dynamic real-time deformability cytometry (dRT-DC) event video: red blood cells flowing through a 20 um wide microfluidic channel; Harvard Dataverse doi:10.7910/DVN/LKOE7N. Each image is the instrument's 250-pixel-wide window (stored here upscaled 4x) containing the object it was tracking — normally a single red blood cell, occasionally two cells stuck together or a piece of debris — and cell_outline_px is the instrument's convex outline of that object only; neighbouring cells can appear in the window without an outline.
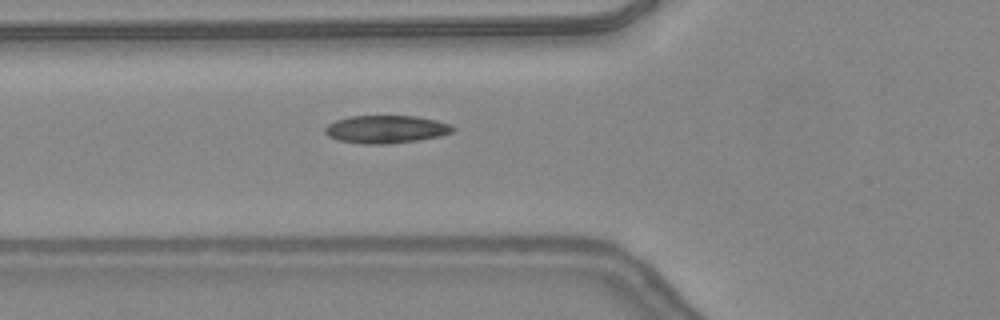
{"species": "common noctule bat (a hibernating species)", "species_latin": "Nyctalus noctula", "temperature_condition": "warm", "stored_images_in_passage": 27, "camera_frame_rate_fps": 3000, "um_per_image_px": 0.085, "animal": {"sex": "female", "body_mass_g": 24.6, "forearm_length_mm": 56.2}, "frame": {"image": 1, "passage_image": 2, "time_ms": 0.333, "image_size_px": [1000, 320], "cell_outline_px": [[456, 128], [452, 132], [440, 136], [416, 140], [388, 144], [364, 144], [336, 140], [328, 136], [324, 132], [324, 128], [328, 124], [336, 120], [352, 116], [416, 116], [436, 120], [452, 124]], "centroid_in_image_um": [32.81, 10.99], "position_along_channel_um": 93.0, "area_um2": 20.81}}
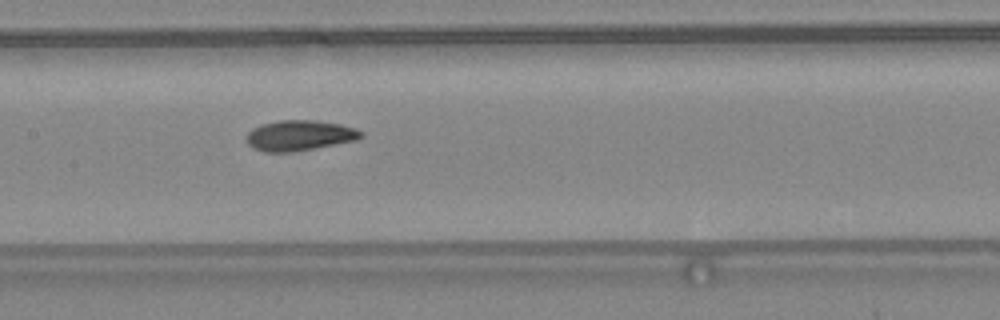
{"frame": {"image": 2, "passage_image": 8, "time_ms": 2.333, "image_size_px": [1000, 320], "cell_outline_px": [[364, 136], [356, 140], [292, 152], [264, 152], [252, 148], [248, 144], [248, 132], [252, 128], [260, 124], [280, 120], [316, 120], [340, 124], [356, 128], [364, 132]], "centroid_in_image_um": [25.47, 11.51], "position_along_channel_um": 181.9, "area_um2": 20.35}}
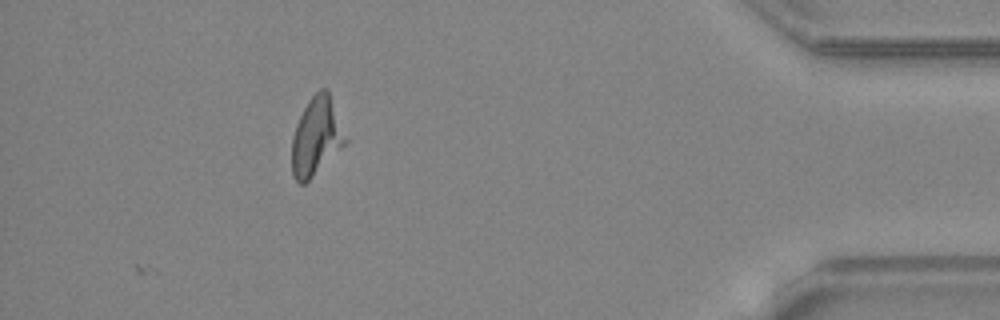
{"frame": {"image": 3, "passage_image": 27, "time_ms": 8.667, "image_size_px": [1000, 320], "cell_outline_px": [[348, 140], [304, 184], [300, 184], [292, 176], [292, 136], [296, 124], [308, 100], [320, 88], [328, 88]], "centroid_in_image_um": [26.87, 11.56], "position_along_channel_um": 408.3, "area_um2": 24.04}}